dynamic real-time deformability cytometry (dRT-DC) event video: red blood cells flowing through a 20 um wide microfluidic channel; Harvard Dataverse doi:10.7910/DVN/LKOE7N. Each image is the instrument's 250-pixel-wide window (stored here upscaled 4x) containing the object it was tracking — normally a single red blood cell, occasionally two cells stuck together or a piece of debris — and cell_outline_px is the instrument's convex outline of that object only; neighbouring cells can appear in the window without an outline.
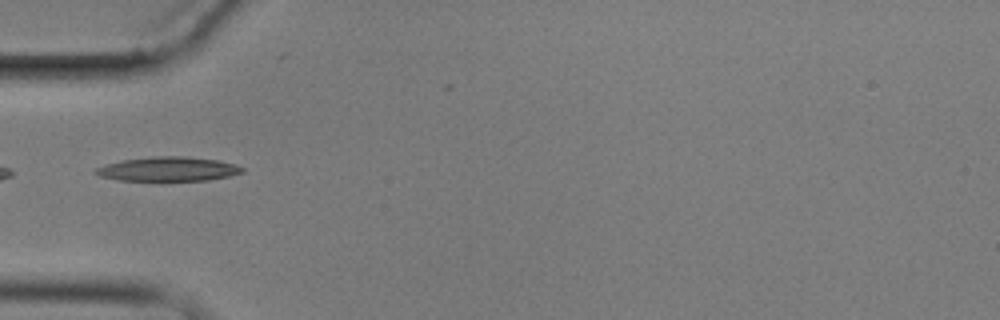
{"species": "common noctule bat (a hibernating species)", "species_latin": "Nyctalus noctula", "temperature_condition": "cold", "stored_images_in_passage": 5, "camera_frame_rate_fps": 3000, "um_per_image_px": 0.085, "animal": {"sex": "male", "body_mass_g": 17.9}, "frame": {"image": 1, "passage_image": 4, "time_ms": 3.667, "image_size_px": [1000, 320], "cell_outline_px": [[244, 172], [228, 176], [208, 180], [120, 180], [100, 176], [92, 172], [96, 168], [104, 164], [124, 160], [156, 156], [184, 156], [220, 160], [236, 164], [244, 168]], "centroid_in_image_um": [14.31, 14.36], "position_along_channel_um": 70.7, "area_um2": 20.63}}
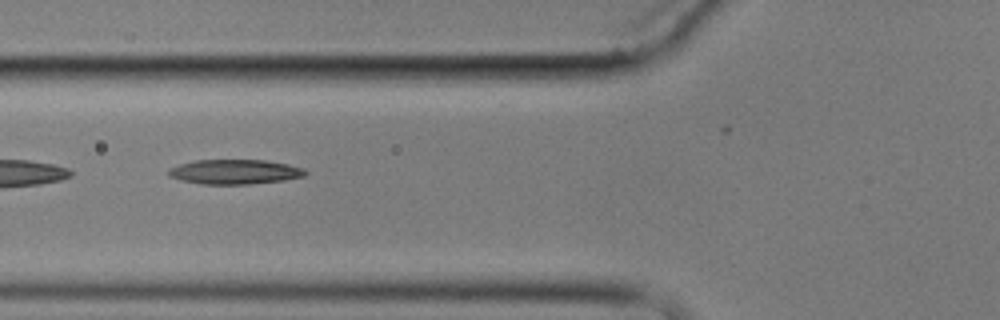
{"frame": {"image": 2, "passage_image": 5, "time_ms": 4.667, "image_size_px": [1000, 320], "cell_outline_px": [[308, 172], [304, 176], [284, 180], [248, 184], [200, 184], [180, 180], [168, 176], [168, 168], [180, 164], [196, 160], [264, 160], [288, 164], [304, 168]], "centroid_in_image_um": [19.94, 14.6], "position_along_channel_um": 105.9, "area_um2": 19.71}}